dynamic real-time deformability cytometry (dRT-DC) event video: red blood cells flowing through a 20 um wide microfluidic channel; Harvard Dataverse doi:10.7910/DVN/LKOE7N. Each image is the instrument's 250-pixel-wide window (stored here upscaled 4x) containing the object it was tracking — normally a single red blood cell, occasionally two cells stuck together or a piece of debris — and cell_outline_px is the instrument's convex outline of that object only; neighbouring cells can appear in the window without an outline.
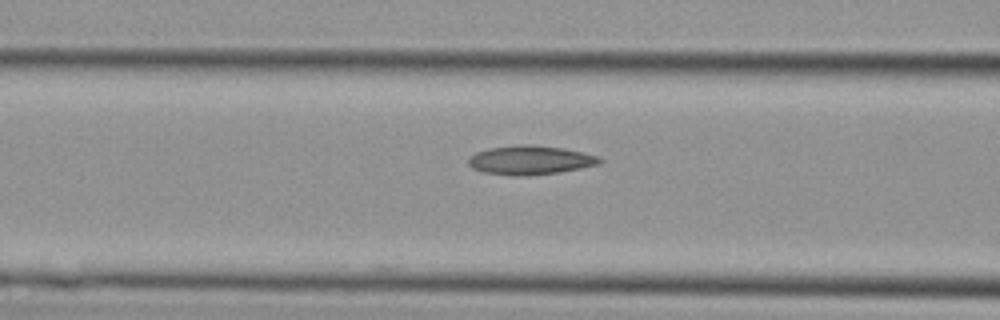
{"species": "Egyptian fruit bat (a non-hibernating species)", "species_latin": "Rousettus aegyptiacus", "temperature_condition": "cold", "stored_images_in_passage": 9, "camera_frame_rate_fps": 3000, "um_per_image_px": 0.085, "animal": {"sex": "female"}, "frame": {"image": 1, "passage_image": 7, "time_ms": 2.0, "image_size_px": [1000, 320], "cell_outline_px": [[604, 160], [600, 164], [560, 172], [528, 176], [512, 176], [484, 172], [472, 168], [468, 164], [468, 160], [476, 152], [488, 148], [520, 144], [532, 144], [560, 148], [600, 156]], "centroid_in_image_um": [45.07, 13.61], "position_along_channel_um": 121.5, "area_um2": 22.25}}